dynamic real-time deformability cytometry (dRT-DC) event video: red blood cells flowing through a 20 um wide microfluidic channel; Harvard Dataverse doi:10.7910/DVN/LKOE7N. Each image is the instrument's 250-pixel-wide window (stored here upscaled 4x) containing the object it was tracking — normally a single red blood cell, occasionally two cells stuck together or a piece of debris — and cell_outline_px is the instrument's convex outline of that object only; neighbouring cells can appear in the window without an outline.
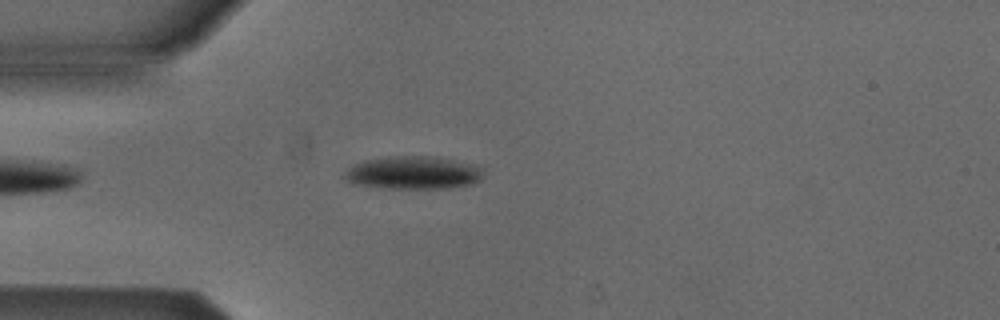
{"species": "Egyptian fruit bat (a non-hibernating species)", "species_latin": "Rousettus aegyptiacus", "temperature_condition": "cold", "stored_images_in_passage": 43, "camera_frame_rate_fps": 3000, "um_per_image_px": 0.085, "animal": {"sex": "male"}, "frame": {"image": 1, "passage_image": 5, "time_ms": 1.333, "image_size_px": [1000, 320], "cell_outline_px": [[480, 180], [472, 184], [448, 188], [388, 188], [352, 184], [344, 176], [352, 164], [364, 160], [388, 156], [432, 156], [480, 164]], "centroid_in_image_um": [35.14, 14.67], "position_along_channel_um": 49.9, "area_um2": 26.7}}
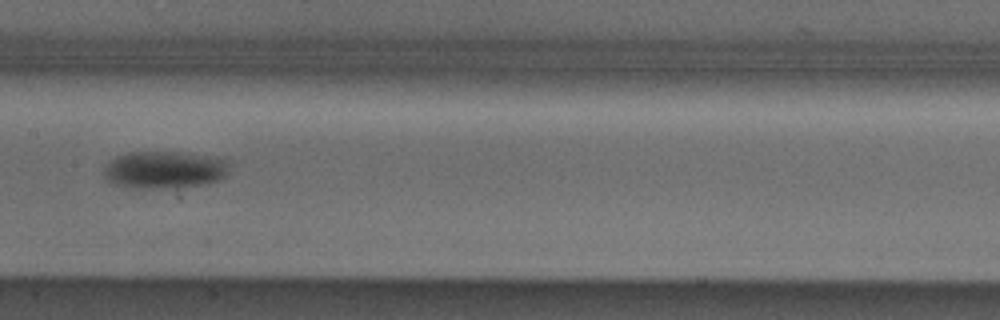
{"frame": {"image": 2, "passage_image": 17, "time_ms": 5.333, "image_size_px": [1000, 320], "cell_outline_px": [[232, 160], [228, 176], [220, 180], [208, 184], [180, 188], [132, 188], [116, 184], [108, 180], [104, 176], [104, 164], [116, 156], [128, 152], [176, 152], [216, 156]], "centroid_in_image_um": [14.08, 14.43], "position_along_channel_um": 193.3, "area_um2": 28.21}}
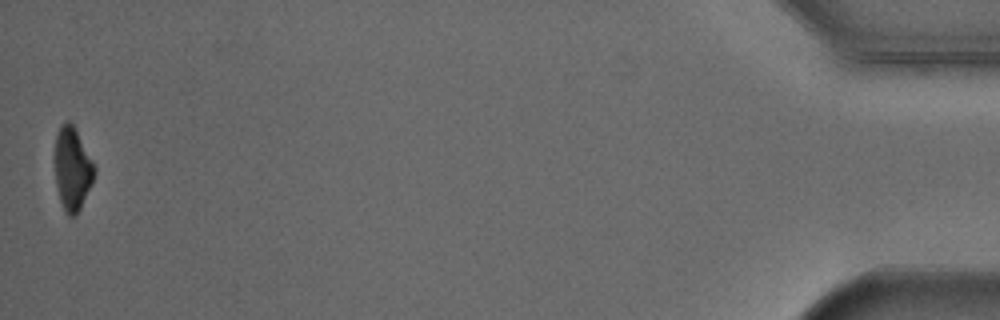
{"frame": {"image": 3, "passage_image": 43, "time_ms": 14.0, "image_size_px": [1000, 320], "cell_outline_px": [[96, 172], [80, 208], [76, 216], [68, 216], [64, 212], [60, 200], [56, 184], [56, 136], [60, 124], [64, 120], [68, 120], [72, 124], [92, 160], [96, 168]], "centroid_in_image_um": [6.15, 14.36], "position_along_channel_um": 429.1, "area_um2": 18.73}, "authors_computed_cell_mechanics": {"area_um2": 25.143, "velocity_mm_per_s": 3.8742, "shape_relaxation_time_tau1_ms": 2.3206, "shape_relaxation_time_tau2_ms": null, "deformation_change_tau1": 0.085, "deformation_change_tau2": null}}